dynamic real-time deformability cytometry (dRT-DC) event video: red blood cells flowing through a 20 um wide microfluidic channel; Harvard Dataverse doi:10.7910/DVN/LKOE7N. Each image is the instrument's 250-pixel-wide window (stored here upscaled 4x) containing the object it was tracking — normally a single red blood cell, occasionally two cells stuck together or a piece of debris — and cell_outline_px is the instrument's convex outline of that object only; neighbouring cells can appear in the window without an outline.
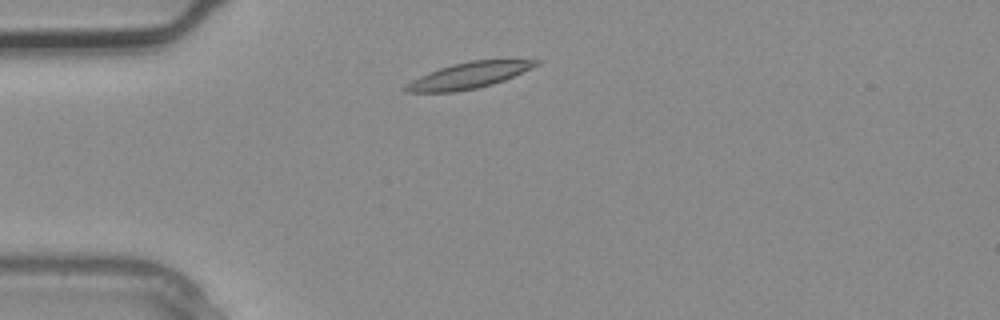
{"species": "common noctule bat (a hibernating species)", "species_latin": "Nyctalus noctula", "temperature_condition": "warm", "stored_images_in_passage": 3, "camera_frame_rate_fps": 3000, "um_per_image_px": 0.085, "animal": {"sex": "male", "body_mass_g": 20.4}, "frame": {"image": 1, "passage_image": 3, "time_ms": 0.667, "image_size_px": [1000, 320], "cell_outline_px": [[540, 64], [504, 80], [492, 84], [476, 88], [452, 92], [404, 92], [404, 88], [412, 80], [428, 72], [452, 64], [472, 60], [540, 60]], "centroid_in_image_um": [39.83, 6.41], "position_along_channel_um": 45.2, "area_um2": 19.42}}